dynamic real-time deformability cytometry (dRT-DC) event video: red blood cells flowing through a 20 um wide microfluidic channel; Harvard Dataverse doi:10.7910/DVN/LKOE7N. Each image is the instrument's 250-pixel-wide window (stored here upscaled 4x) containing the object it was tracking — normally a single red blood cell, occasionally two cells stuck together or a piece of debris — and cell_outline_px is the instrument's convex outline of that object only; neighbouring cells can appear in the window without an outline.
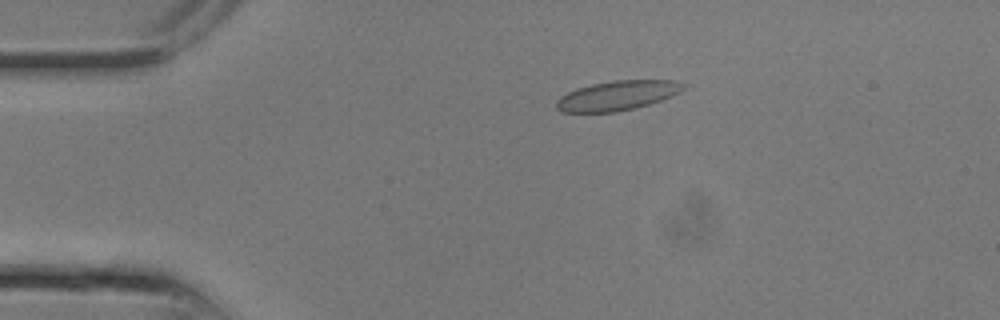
{"species": "common noctule bat (a hibernating species)", "species_latin": "Nyctalus noctula", "temperature_condition": "room temperature", "stored_images_in_passage": 8, "camera_frame_rate_fps": 3000, "um_per_image_px": 0.085, "animal": {"sex": "male", "body_mass_g": 13.3}, "frame": {"image": 1, "passage_image": 4, "time_ms": 1.0, "image_size_px": [1000, 320], "cell_outline_px": [[684, 88], [680, 92], [672, 96], [636, 108], [616, 112], [560, 112], [556, 108], [556, 100], [560, 96], [576, 88], [592, 84], [612, 80], [676, 80], [684, 84]], "centroid_in_image_um": [52.45, 8.12], "position_along_channel_um": 32.5, "area_um2": 21.96}}
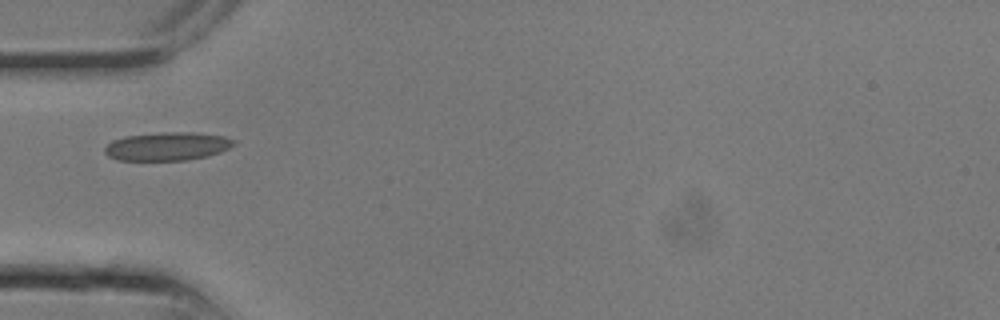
{"frame": {"image": 2, "passage_image": 7, "time_ms": 2.0, "image_size_px": [1000, 320], "cell_outline_px": [[236, 144], [220, 152], [208, 156], [184, 160], [116, 160], [108, 156], [104, 152], [104, 148], [112, 140], [124, 136], [164, 132], [192, 132], [224, 136], [236, 140]], "centroid_in_image_um": [14.21, 12.43], "position_along_channel_um": 70.8, "area_um2": 21.39}}